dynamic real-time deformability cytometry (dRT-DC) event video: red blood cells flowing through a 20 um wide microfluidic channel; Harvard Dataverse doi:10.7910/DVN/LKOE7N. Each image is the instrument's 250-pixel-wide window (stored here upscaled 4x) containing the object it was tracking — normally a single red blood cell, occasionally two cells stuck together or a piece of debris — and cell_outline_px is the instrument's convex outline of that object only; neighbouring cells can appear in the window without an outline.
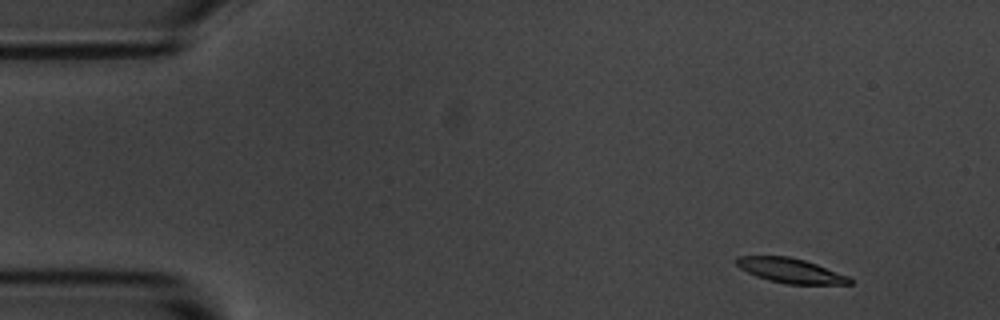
{"species": "common noctule bat (a hibernating species)", "species_latin": "Nyctalus noctula", "temperature_condition": "room temperature", "stored_images_in_passage": 4, "camera_frame_rate_fps": 3000, "um_per_image_px": 0.085, "animal": {"sex": "male", "body_mass_g": 20.1, "forearm_length_mm": 53.5}, "frame": {"image": 1, "passage_image": 1, "time_ms": 0.0, "image_size_px": [1000, 320], "cell_outline_px": [[852, 284], [788, 284], [768, 280], [756, 276], [740, 268], [732, 260], [736, 256], [788, 256], [804, 260], [816, 264], [848, 276], [852, 280]], "centroid_in_image_um": [67.15, 22.99], "position_along_channel_um": 17.9, "area_um2": 16.24}}
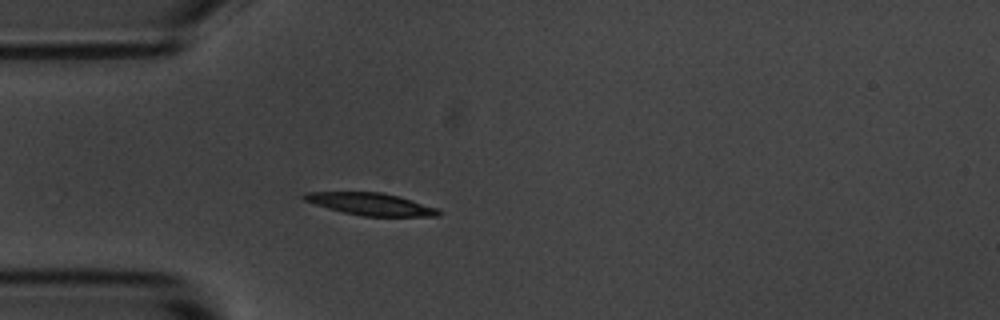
{"frame": {"image": 2, "passage_image": 4, "time_ms": 3.333, "image_size_px": [1000, 320], "cell_outline_px": [[440, 216], [360, 216], [328, 208], [304, 200], [300, 196], [304, 192], [380, 192], [400, 196], [436, 208], [440, 212]], "centroid_in_image_um": [31.49, 17.34], "position_along_channel_um": 53.5, "area_um2": 17.28}}